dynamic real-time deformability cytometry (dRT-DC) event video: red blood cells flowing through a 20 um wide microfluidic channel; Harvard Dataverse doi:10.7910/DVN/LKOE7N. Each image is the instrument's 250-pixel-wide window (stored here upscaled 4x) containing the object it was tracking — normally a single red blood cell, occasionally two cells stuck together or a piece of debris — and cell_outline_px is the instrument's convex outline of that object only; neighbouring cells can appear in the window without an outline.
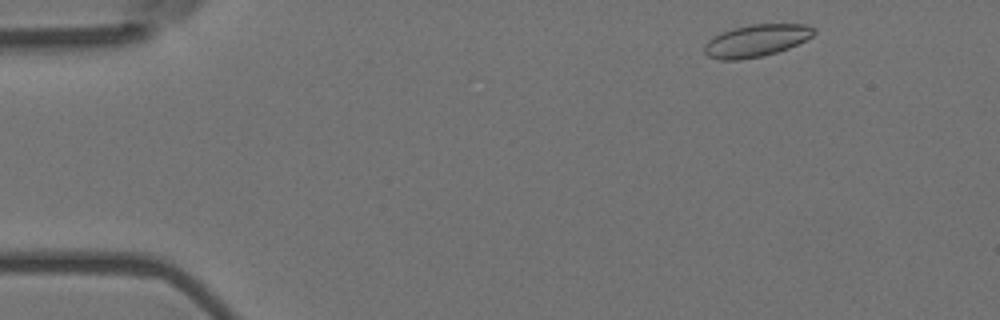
{"species": "Egyptian fruit bat (a non-hibernating species)", "species_latin": "Rousettus aegyptiacus", "temperature_condition": "room temperature", "stored_images_in_passage": 4, "camera_frame_rate_fps": 3000, "um_per_image_px": 0.085, "animal": {"sex": "female"}, "frame": {"image": 1, "passage_image": 1, "time_ms": 0.0, "image_size_px": [1000, 320], "cell_outline_px": [[816, 32], [812, 36], [788, 48], [776, 52], [760, 56], [740, 60], [720, 60], [708, 56], [704, 52], [704, 44], [708, 40], [732, 28], [752, 24], [808, 24], [816, 28]], "centroid_in_image_um": [64.29, 3.45], "position_along_channel_um": 20.7, "area_um2": 20.4}}
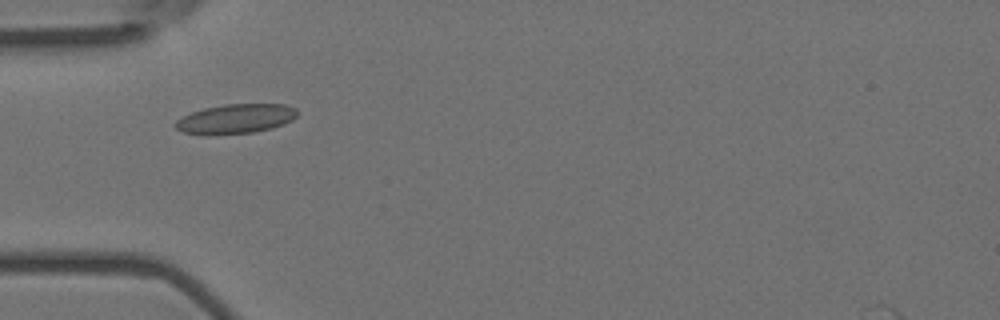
{"frame": {"image": 2, "passage_image": 4, "time_ms": 1.0, "image_size_px": [1000, 320], "cell_outline_px": [[300, 112], [292, 120], [284, 124], [272, 128], [252, 132], [204, 136], [184, 132], [176, 128], [172, 124], [176, 120], [192, 112], [204, 108], [224, 104], [284, 104], [296, 108]], "centroid_in_image_um": [20.02, 10.1], "position_along_channel_um": 65.0, "area_um2": 21.21}}